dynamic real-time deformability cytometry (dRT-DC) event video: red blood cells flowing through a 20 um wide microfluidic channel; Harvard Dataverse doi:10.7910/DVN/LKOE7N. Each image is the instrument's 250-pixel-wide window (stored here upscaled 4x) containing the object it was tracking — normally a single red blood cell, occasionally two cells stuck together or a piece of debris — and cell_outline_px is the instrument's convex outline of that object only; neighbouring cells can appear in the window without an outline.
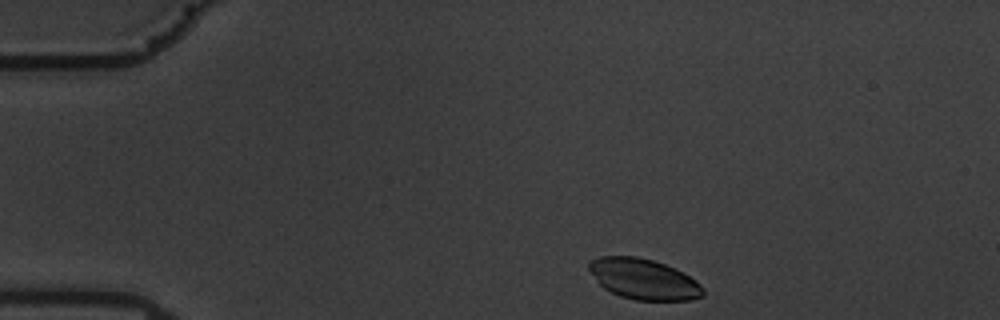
{"species": "common noctule bat (a hibernating species)", "species_latin": "Nyctalus noctula", "temperature_condition": "warm", "stored_images_in_passage": 48, "camera_frame_rate_fps": 3000, "um_per_image_px": 0.085, "animal": {"sex": "male", "body_mass_g": 19.5, "forearm_length_mm": 54.6}, "frame": {"image": 1, "passage_image": 1, "time_ms": 0.0, "image_size_px": [1000, 320], "cell_outline_px": [[704, 296], [692, 300], [636, 300], [620, 296], [604, 288], [600, 284], [588, 268], [588, 260], [600, 256], [636, 256], [652, 260], [676, 268], [684, 272], [696, 280], [704, 288]], "centroid_in_image_um": [54.74, 23.72], "position_along_channel_um": 30.3, "area_um2": 27.11}}
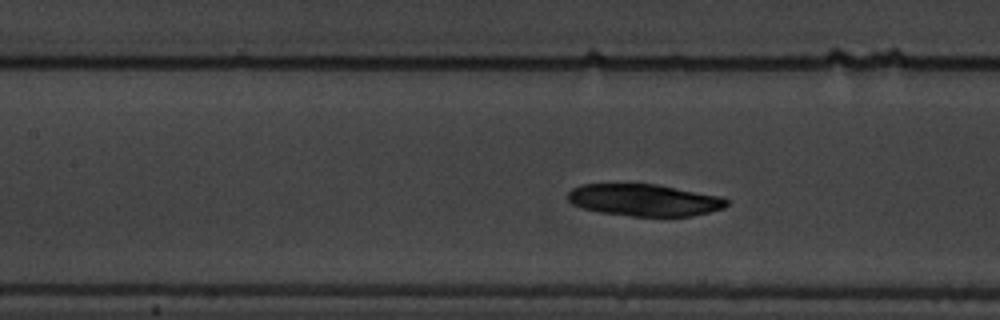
{"frame": {"image": 2, "passage_image": 17, "time_ms": 5.333, "image_size_px": [1000, 320], "cell_outline_px": [[728, 204], [724, 208], [692, 216], [632, 216], [600, 212], [584, 208], [572, 204], [568, 200], [568, 192], [572, 188], [580, 184], [656, 184], [720, 196], [728, 200]], "centroid_in_image_um": [54.75, 17.0], "position_along_channel_um": 152.6, "area_um2": 29.48}}
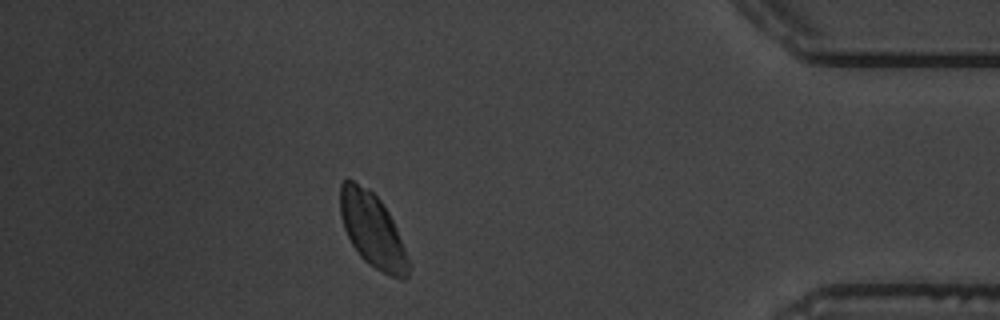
{"frame": {"image": 3, "passage_image": 42, "time_ms": 13.667, "image_size_px": [1000, 320], "cell_outline_px": [[412, 264], [408, 276], [404, 280], [400, 280], [368, 264], [360, 256], [352, 244], [344, 228], [340, 216], [340, 184], [344, 180], [352, 180], [368, 188], [380, 200], [388, 212], [396, 228]], "centroid_in_image_um": [31.68, 19.59], "position_along_channel_um": 403.5, "area_um2": 29.54}}